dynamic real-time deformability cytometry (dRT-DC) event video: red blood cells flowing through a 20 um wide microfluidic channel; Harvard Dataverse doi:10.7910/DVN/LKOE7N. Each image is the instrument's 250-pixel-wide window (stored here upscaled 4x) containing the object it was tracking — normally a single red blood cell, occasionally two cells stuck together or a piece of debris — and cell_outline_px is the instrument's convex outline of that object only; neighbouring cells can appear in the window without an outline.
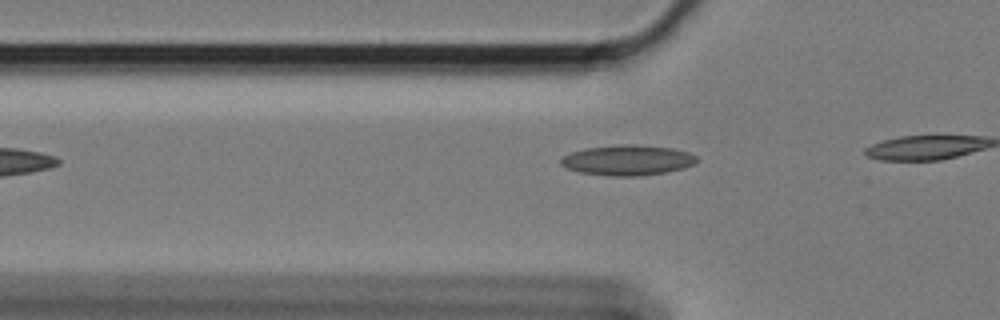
{"species": "Egyptian fruit bat (a non-hibernating species)", "species_latin": "Rousettus aegyptiacus", "temperature_condition": "cold", "stored_images_in_passage": 10, "camera_frame_rate_fps": 3000, "um_per_image_px": 0.085, "animal": {"sex": "female"}, "frame": {"image": 1, "passage_image": 4, "time_ms": 1.0, "image_size_px": [1000, 320], "cell_outline_px": [[696, 160], [692, 164], [684, 168], [664, 172], [636, 176], [608, 176], [580, 172], [568, 168], [560, 164], [560, 160], [564, 156], [572, 152], [584, 148], [624, 144], [636, 144], [672, 148], [688, 152], [696, 156]], "centroid_in_image_um": [53.32, 13.61], "position_along_channel_um": 72.5, "area_um2": 23.81}}
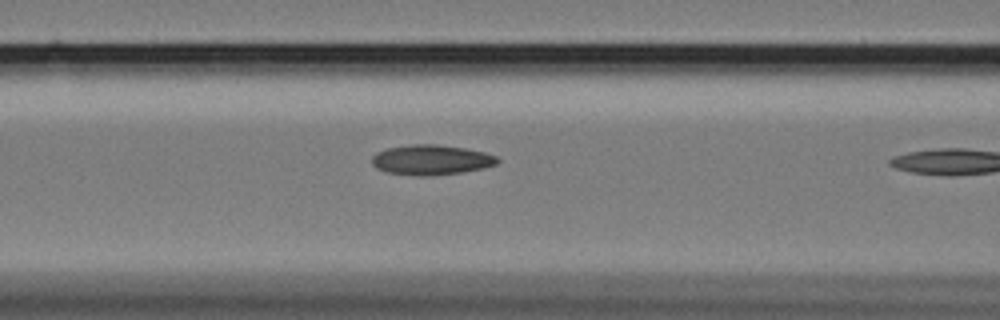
{"frame": {"image": 2, "passage_image": 9, "time_ms": 2.667, "image_size_px": [1000, 320], "cell_outline_px": [[500, 160], [496, 164], [484, 168], [460, 172], [428, 176], [420, 176], [388, 172], [376, 168], [372, 164], [372, 156], [376, 152], [388, 148], [412, 144], [436, 144], [464, 148], [484, 152], [496, 156]], "centroid_in_image_um": [36.64, 13.58], "position_along_channel_um": 130.0, "area_um2": 21.85}}